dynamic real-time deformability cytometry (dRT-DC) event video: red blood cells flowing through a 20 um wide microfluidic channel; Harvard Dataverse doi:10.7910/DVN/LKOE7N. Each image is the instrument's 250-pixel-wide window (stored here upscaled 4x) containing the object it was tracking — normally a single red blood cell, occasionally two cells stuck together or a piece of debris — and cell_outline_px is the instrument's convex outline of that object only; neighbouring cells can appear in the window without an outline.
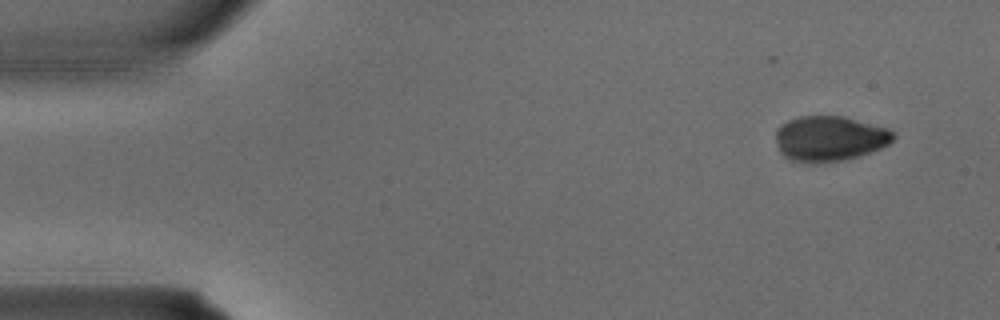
{"species": "common noctule bat (a hibernating species)", "species_latin": "Nyctalus noctula", "temperature_condition": "warm", "stored_images_in_passage": 4, "segment_of_instrument_passage": [1, 2], "camera_frame_rate_fps": 3000, "um_per_image_px": 0.085, "animal": {"sex": "male", "body_mass_g": 15.6}, "frame": {"image": 1, "passage_image": 1, "time_ms": 0.0, "image_size_px": [1000, 320], "cell_outline_px": [[896, 136], [888, 144], [880, 148], [860, 156], [844, 160], [812, 164], [788, 160], [780, 152], [776, 140], [776, 128], [780, 124], [788, 120], [800, 116], [844, 116], [888, 128]], "centroid_in_image_um": [70.49, 11.78], "position_along_channel_um": 14.5, "area_um2": 31.33}}
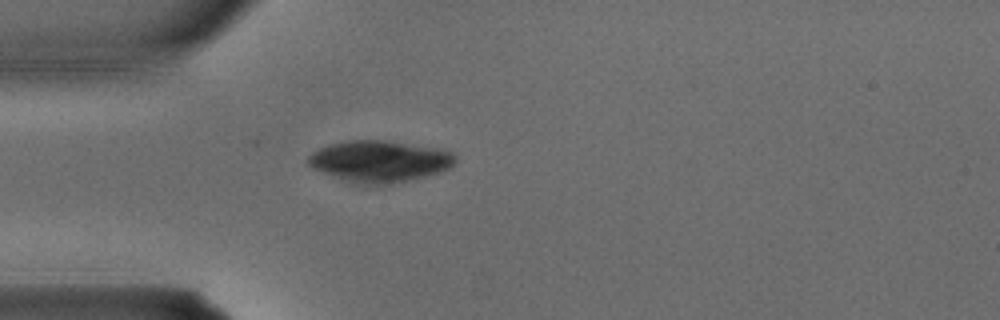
{"frame": {"image": 2, "passage_image": 3, "time_ms": 0.667, "image_size_px": [1000, 320], "cell_outline_px": [[456, 160], [448, 168], [440, 172], [392, 184], [364, 188], [340, 180], [312, 168], [308, 164], [308, 156], [312, 152], [328, 144], [348, 140], [384, 140], [436, 148], [452, 152], [456, 156]], "centroid_in_image_um": [32.19, 13.75], "position_along_channel_um": 52.8, "area_um2": 36.18}}